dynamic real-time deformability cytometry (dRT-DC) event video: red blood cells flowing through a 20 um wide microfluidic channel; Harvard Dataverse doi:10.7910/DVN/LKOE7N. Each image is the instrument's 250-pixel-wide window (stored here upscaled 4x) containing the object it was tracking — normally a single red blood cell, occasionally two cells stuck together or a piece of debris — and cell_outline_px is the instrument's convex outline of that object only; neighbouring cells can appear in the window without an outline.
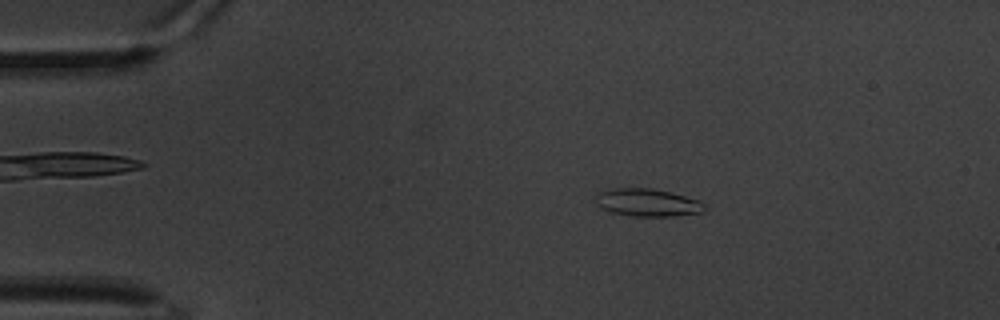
{"species": "common noctule bat (a hibernating species)", "species_latin": "Nyctalus noctula", "temperature_condition": "warm", "stored_images_in_passage": 57, "camera_frame_rate_fps": 3000, "um_per_image_px": 0.085, "animal": {"sex": "male", "body_mass_g": 20.1, "forearm_length_mm": 53.5}, "frame": {"image": 1, "passage_image": 11, "time_ms": 3.333, "image_size_px": [1000, 320], "cell_outline_px": [[704, 208], [700, 212], [672, 216], [632, 216], [612, 212], [600, 208], [596, 204], [596, 192], [608, 188], [652, 188], [700, 200], [704, 204]], "centroid_in_image_um": [54.95, 17.2], "position_along_channel_um": 30.0, "area_um2": 17.51}}
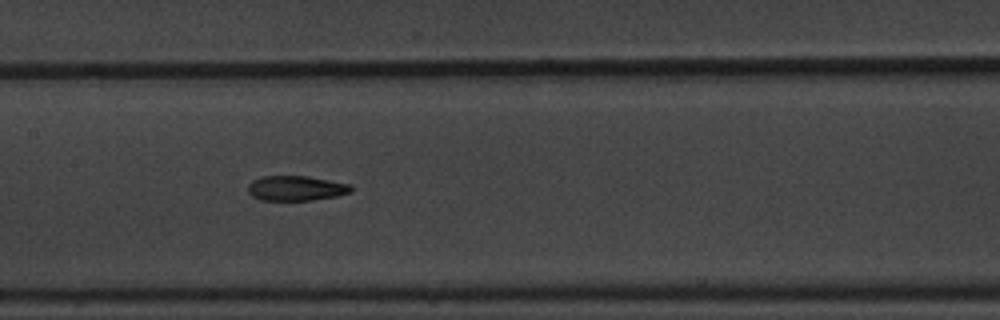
{"frame": {"image": 2, "passage_image": 30, "time_ms": 9.667, "image_size_px": [1000, 320], "cell_outline_px": [[352, 192], [336, 196], [312, 200], [260, 200], [252, 196], [248, 192], [248, 184], [252, 180], [260, 176], [308, 176], [352, 184]], "centroid_in_image_um": [25.16, 15.99], "position_along_channel_um": 182.2, "area_um2": 15.14}}
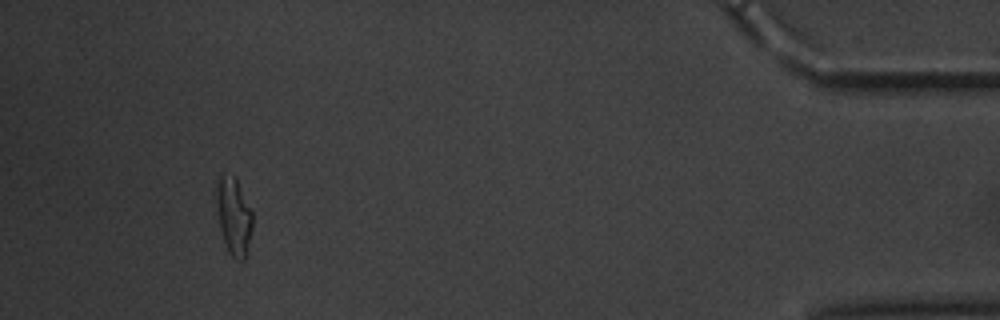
{"frame": {"image": 3, "passage_image": 57, "time_ms": 18.667, "image_size_px": [1000, 320], "cell_outline_px": [[252, 228], [244, 260], [236, 260], [228, 252], [220, 228], [216, 196], [216, 188], [220, 176], [236, 176], [252, 212]], "centroid_in_image_um": [19.88, 18.38], "position_along_channel_um": 415.3, "area_um2": 15.9}, "authors_computed_cell_mechanics": {"area_um2": 16.0106, "velocity_mm_per_s": 3.2908, "shape_relaxation_time_tau1_ms": 3.2684, "shape_relaxation_time_tau2_ms": 3.3802, "deformation_change_tau1": 0.1623, "deformation_change_tau2": 0.1089}}